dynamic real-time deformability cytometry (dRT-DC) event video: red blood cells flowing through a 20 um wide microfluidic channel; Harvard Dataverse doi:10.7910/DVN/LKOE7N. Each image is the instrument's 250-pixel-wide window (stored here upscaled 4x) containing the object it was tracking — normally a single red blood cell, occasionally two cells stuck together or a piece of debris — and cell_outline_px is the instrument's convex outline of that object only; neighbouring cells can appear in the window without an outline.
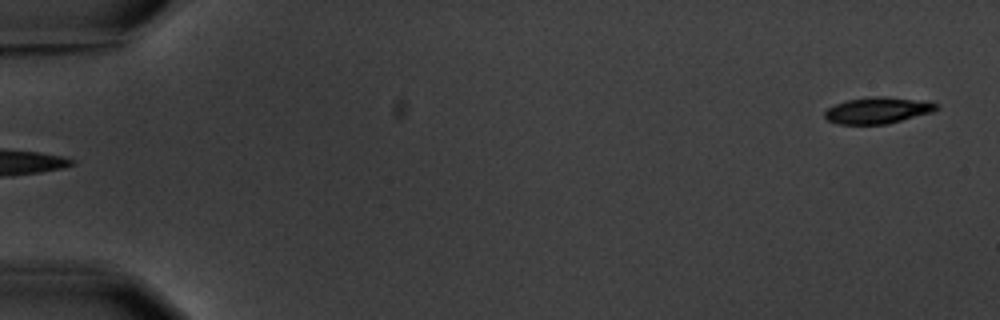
{"species": "common noctule bat (a hibernating species)", "species_latin": "Nyctalus noctula", "temperature_condition": "warm", "stored_images_in_passage": 6, "segment_of_instrument_passage": [2, 2], "camera_frame_rate_fps": 3000, "um_per_image_px": 0.085, "animal": {"sex": "male", "body_mass_g": 20.1, "forearm_length_mm": 53.5}, "frame": {"image": 1, "passage_image": 6, "time_ms": 6.0, "image_size_px": [1000, 320], "cell_outline_px": [[940, 108], [932, 112], [888, 124], [836, 124], [828, 120], [824, 116], [824, 112], [828, 108], [836, 104], [848, 100], [876, 96], [884, 96], [940, 104]], "centroid_in_image_um": [74.59, 9.4], "position_along_channel_um": 10.4, "area_um2": 16.94}}